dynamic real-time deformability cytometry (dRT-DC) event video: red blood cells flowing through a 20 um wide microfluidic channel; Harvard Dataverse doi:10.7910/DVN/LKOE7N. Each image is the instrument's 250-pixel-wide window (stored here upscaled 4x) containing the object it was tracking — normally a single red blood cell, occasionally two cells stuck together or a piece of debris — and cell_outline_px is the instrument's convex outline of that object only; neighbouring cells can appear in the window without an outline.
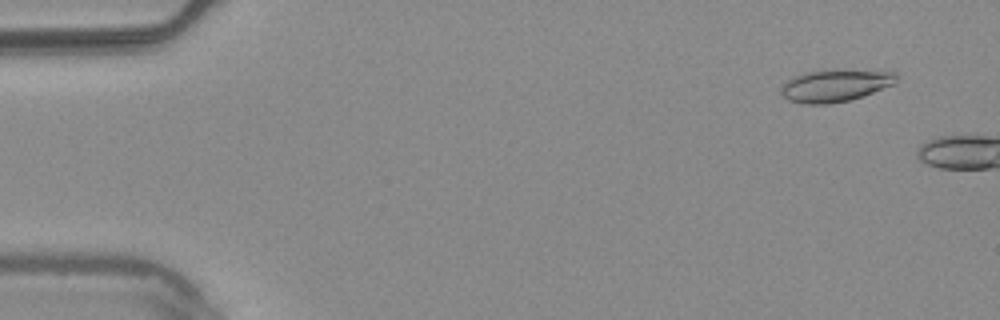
{"species": "common noctule bat (a hibernating species)", "species_latin": "Nyctalus noctula", "temperature_condition": "warm", "stored_images_in_passage": 6, "camera_frame_rate_fps": 3000, "um_per_image_px": 0.085, "animal": {"sex": "male", "body_mass_g": 20.4}, "frame": {"image": 1, "passage_image": 4, "time_ms": 1.0, "image_size_px": [1000, 320], "cell_outline_px": [[896, 84], [864, 96], [848, 100], [828, 104], [804, 104], [788, 100], [780, 96], [780, 88], [792, 76], [804, 72], [828, 68], [844, 68], [896, 72]], "centroid_in_image_um": [70.99, 7.24], "position_along_channel_um": 14.0, "area_um2": 22.54}}